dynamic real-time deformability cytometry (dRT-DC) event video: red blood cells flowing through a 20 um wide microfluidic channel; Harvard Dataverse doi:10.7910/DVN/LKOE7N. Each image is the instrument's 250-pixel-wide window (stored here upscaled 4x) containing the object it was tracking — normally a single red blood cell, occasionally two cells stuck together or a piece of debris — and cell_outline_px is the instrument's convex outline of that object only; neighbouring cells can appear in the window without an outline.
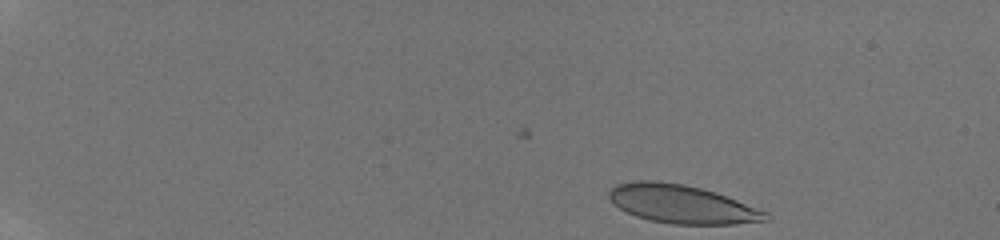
{"species": "human", "species_latin": "Homo sapiens", "temperature_condition": "room temperature", "stored_images_in_passage": 10, "camera_frame_rate_fps": 3000, "um_per_image_px": 0.085, "donor": {"sex": "male"}, "frame": {"image": 1, "passage_image": 1, "time_ms": 0.0, "image_size_px": [1000, 240], "cell_outline_px": [[772, 220], [736, 224], [672, 224], [648, 220], [636, 216], [620, 208], [608, 196], [608, 192], [616, 184], [632, 180], [660, 180], [684, 184], [716, 192], [768, 212]], "centroid_in_image_um": [57.98, 17.34], "position_along_channel_um": 27.0, "area_um2": 35.26}}
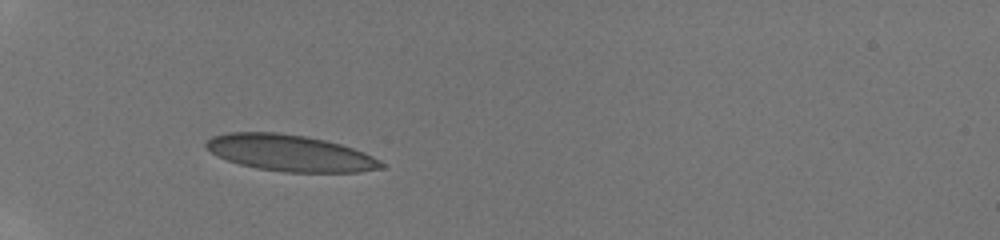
{"frame": {"image": 2, "passage_image": 9, "time_ms": 3.667, "image_size_px": [1000, 240], "cell_outline_px": [[384, 168], [360, 172], [284, 172], [256, 168], [240, 164], [228, 160], [204, 148], [204, 144], [212, 136], [228, 132], [276, 132], [304, 136], [324, 140], [340, 144], [364, 152], [372, 156], [384, 164]], "centroid_in_image_um": [24.64, 13.01], "position_along_channel_um": 60.4, "area_um2": 36.99}}
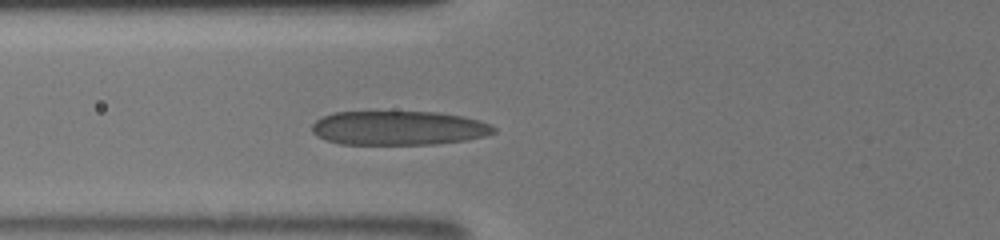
{"frame": {"image": 3, "passage_image": 10, "time_ms": 5.0, "image_size_px": [1000, 240], "cell_outline_px": [[496, 132], [484, 136], [468, 140], [436, 144], [340, 144], [316, 136], [312, 132], [312, 124], [320, 116], [332, 112], [436, 112], [460, 116], [480, 120], [496, 128]], "centroid_in_image_um": [33.86, 10.88], "position_along_channel_um": 91.9, "area_um2": 36.3}}